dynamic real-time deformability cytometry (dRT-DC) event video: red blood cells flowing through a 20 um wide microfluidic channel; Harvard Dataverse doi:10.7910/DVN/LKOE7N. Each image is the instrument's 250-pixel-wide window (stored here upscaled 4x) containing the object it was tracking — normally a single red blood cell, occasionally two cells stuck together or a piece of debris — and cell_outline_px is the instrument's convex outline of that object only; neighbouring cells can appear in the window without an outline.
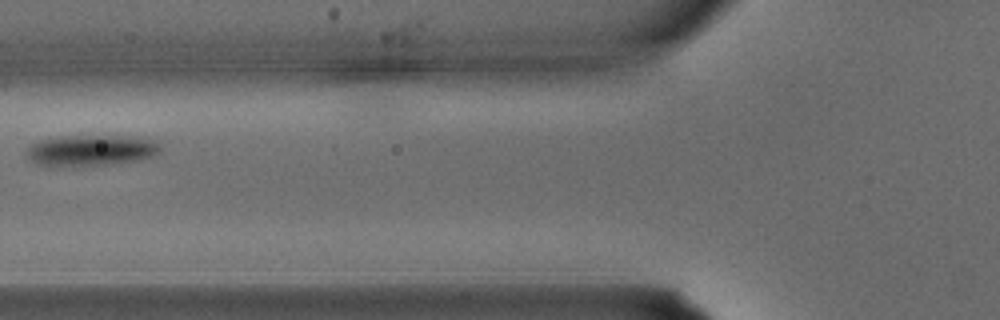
{"species": "common noctule bat (a hibernating species)", "species_latin": "Nyctalus noctula", "temperature_condition": "warm", "stored_images_in_passage": 2, "camera_frame_rate_fps": 3000, "um_per_image_px": 0.085, "animal": {"sex": "male", "body_mass_g": 15.6}, "frame": {"image": 1, "passage_image": 2, "time_ms": 0.333, "image_size_px": [1000, 320], "cell_outline_px": [[160, 152], [152, 156], [140, 160], [112, 164], [48, 168], [36, 164], [28, 160], [24, 152], [28, 144], [40, 140], [60, 136], [148, 136], [160, 144]], "centroid_in_image_um": [7.67, 12.79], "position_along_channel_um": 118.1, "area_um2": 25.26}}